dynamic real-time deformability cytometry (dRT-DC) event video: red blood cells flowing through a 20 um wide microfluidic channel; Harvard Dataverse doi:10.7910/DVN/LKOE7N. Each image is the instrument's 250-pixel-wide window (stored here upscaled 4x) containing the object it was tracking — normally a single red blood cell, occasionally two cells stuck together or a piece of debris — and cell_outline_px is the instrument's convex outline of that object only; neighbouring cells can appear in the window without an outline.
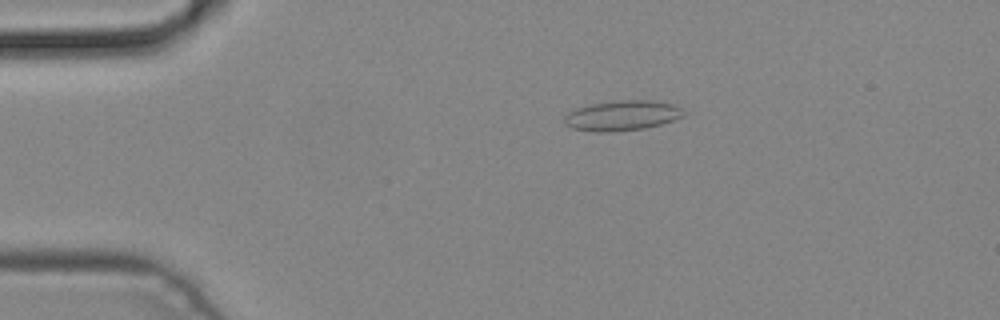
{"species": "common noctule bat (a hibernating species)", "species_latin": "Nyctalus noctula", "temperature_condition": "cold", "stored_images_in_passage": 4, "camera_frame_rate_fps": 3000, "um_per_image_px": 0.085, "animal": {"sex": "male", "body_mass_g": 19.2, "forearm_length_mm": 51.8}, "frame": {"image": 1, "passage_image": 3, "time_ms": 0.667, "image_size_px": [1000, 320], "cell_outline_px": [[684, 116], [660, 124], [644, 128], [608, 132], [596, 132], [572, 128], [564, 124], [564, 116], [568, 112], [576, 108], [592, 104], [620, 100], [652, 100], [672, 104], [680, 108], [684, 112]], "centroid_in_image_um": [52.84, 9.82], "position_along_channel_um": 32.2, "area_um2": 20.75}}